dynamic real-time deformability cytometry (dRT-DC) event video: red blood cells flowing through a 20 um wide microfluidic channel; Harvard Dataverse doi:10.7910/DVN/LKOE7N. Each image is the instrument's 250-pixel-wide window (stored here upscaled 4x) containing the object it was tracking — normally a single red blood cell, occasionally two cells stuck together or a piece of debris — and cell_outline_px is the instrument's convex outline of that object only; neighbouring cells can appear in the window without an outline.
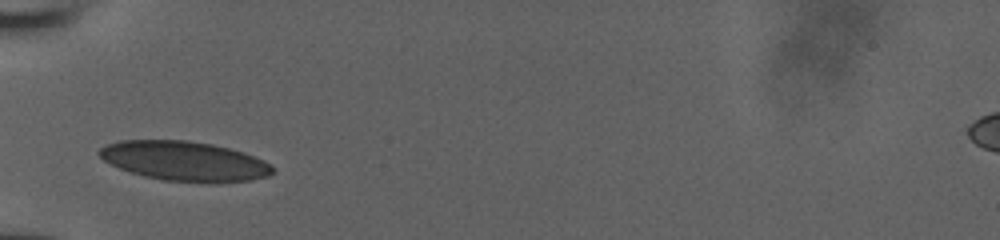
{"species": "human", "species_latin": "Homo sapiens", "temperature_condition": "room temperature", "stored_images_in_passage": 26, "camera_frame_rate_fps": 3000, "um_per_image_px": 0.085, "donor": {"sex": "male"}, "frame": {"image": 1, "passage_image": 1, "time_ms": 0.0, "image_size_px": [1000, 240], "cell_outline_px": [[276, 172], [268, 176], [252, 180], [164, 180], [144, 176], [120, 168], [104, 160], [96, 152], [100, 148], [108, 144], [120, 140], [188, 140], [212, 144], [244, 152], [264, 160], [272, 164]], "centroid_in_image_um": [15.68, 13.65], "position_along_channel_um": 69.3, "area_um2": 39.13}}
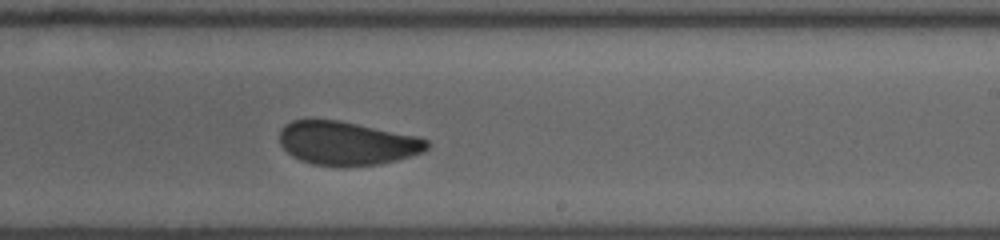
{"frame": {"image": 2, "passage_image": 15, "time_ms": 4.667, "image_size_px": [1000, 240], "cell_outline_px": [[432, 144], [424, 152], [396, 160], [380, 164], [312, 164], [300, 160], [292, 156], [280, 144], [280, 128], [284, 124], [292, 120], [340, 120], [420, 136], [428, 140]], "centroid_in_image_um": [29.53, 12.14], "position_along_channel_um": 259.5, "area_um2": 37.22}}
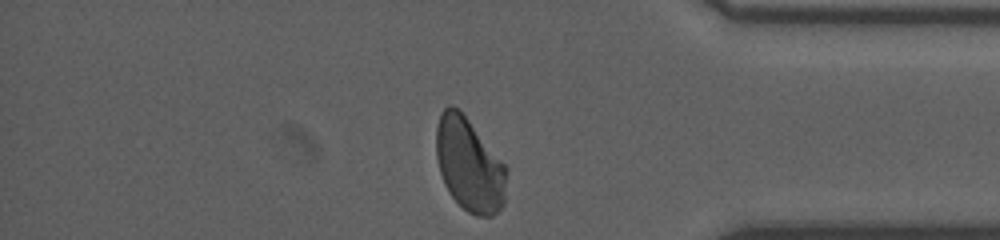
{"frame": {"image": 3, "passage_image": 26, "time_ms": 8.333, "image_size_px": [1000, 240], "cell_outline_px": [[508, 172], [504, 204], [492, 216], [476, 216], [468, 212], [448, 192], [444, 184], [440, 172], [436, 156], [436, 128], [440, 112], [448, 104], [452, 104], [468, 120], [508, 168]], "centroid_in_image_um": [39.89, 14.02], "position_along_channel_um": 395.3, "area_um2": 38.21}}